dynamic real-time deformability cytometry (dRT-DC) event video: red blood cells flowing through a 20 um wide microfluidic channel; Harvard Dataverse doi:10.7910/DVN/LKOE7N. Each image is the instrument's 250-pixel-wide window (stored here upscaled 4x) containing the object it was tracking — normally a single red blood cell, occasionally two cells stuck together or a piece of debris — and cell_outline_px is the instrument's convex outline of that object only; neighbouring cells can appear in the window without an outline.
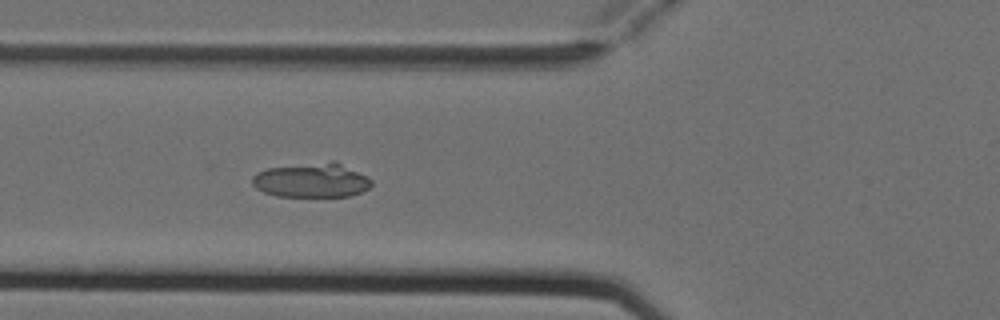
{"species": "Egyptian fruit bat (a non-hibernating species)", "species_latin": "Rousettus aegyptiacus", "temperature_condition": "cold", "stored_images_in_passage": 4, "camera_frame_rate_fps": 3000, "um_per_image_px": 0.085, "animal": {"sex": "female"}, "frame": {"image": 1, "passage_image": 4, "time_ms": 1.0, "image_size_px": [1000, 320], "cell_outline_px": [[372, 184], [368, 188], [360, 192], [348, 196], [276, 196], [264, 192], [256, 188], [252, 184], [252, 176], [256, 172], [268, 168], [332, 160], [336, 160], [372, 180]], "centroid_in_image_um": [26.46, 15.31], "position_along_channel_um": 99.3, "area_um2": 23.87}}